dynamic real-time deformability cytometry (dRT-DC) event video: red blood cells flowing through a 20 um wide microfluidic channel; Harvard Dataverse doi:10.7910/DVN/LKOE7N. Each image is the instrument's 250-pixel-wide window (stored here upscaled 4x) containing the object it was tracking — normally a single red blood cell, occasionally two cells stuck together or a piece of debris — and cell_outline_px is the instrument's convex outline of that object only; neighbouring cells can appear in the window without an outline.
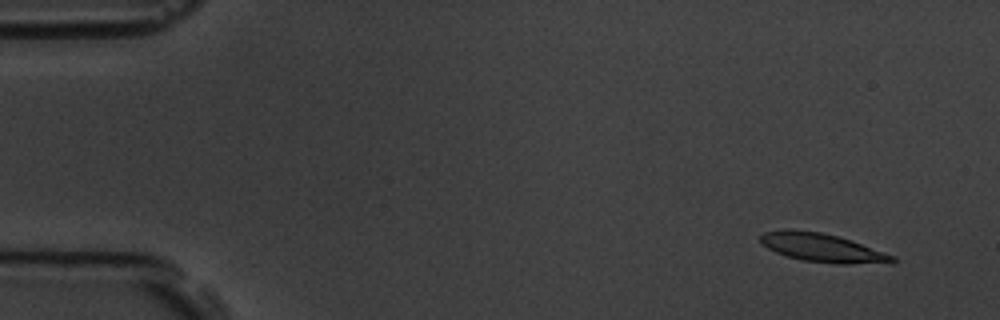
{"species": "common noctule bat (a hibernating species)", "species_latin": "Nyctalus noctula", "temperature_condition": "room temperature", "stored_images_in_passage": 7, "camera_frame_rate_fps": 3000, "um_per_image_px": 0.085, "animal": {"sex": "male", "body_mass_g": 19.5, "forearm_length_mm": 54.6}, "frame": {"image": 1, "passage_image": 1, "time_ms": 0.0, "image_size_px": [1000, 320], "cell_outline_px": [[896, 260], [892, 264], [836, 264], [804, 260], [784, 256], [768, 248], [760, 240], [760, 236], [764, 232], [784, 228], [788, 228], [820, 232], [840, 236], [896, 256]], "centroid_in_image_um": [69.94, 21.06], "position_along_channel_um": 15.1, "area_um2": 22.37}}
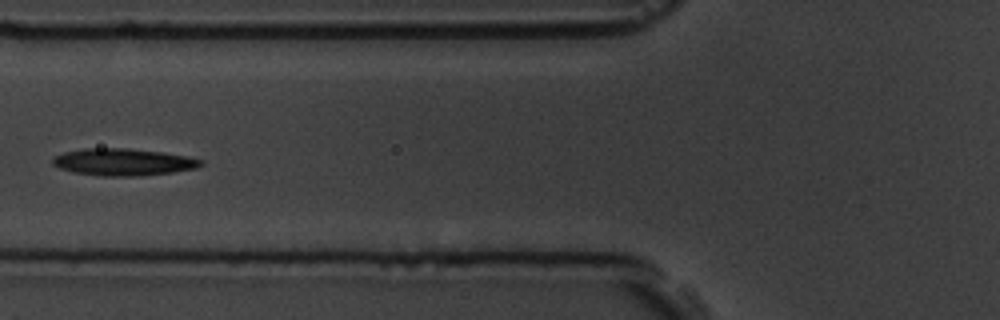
{"frame": {"image": 2, "passage_image": 6, "time_ms": 5.667, "image_size_px": [1000, 320], "cell_outline_px": [[204, 164], [196, 168], [172, 172], [140, 176], [100, 176], [72, 172], [60, 168], [52, 164], [52, 160], [56, 156], [64, 152], [84, 148], [124, 148], [160, 152], [184, 156], [204, 160]], "centroid_in_image_um": [10.46, 13.78], "position_along_channel_um": 115.3, "area_um2": 23.24}}
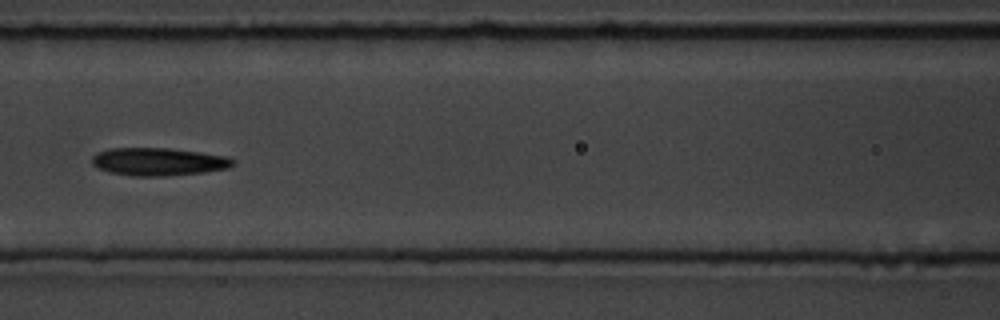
{"frame": {"image": 3, "passage_image": 7, "time_ms": 6.667, "image_size_px": [1000, 320], "cell_outline_px": [[236, 164], [228, 168], [204, 172], [164, 176], [132, 176], [108, 172], [92, 164], [92, 156], [96, 152], [108, 148], [168, 148], [200, 152], [224, 156], [236, 160]], "centroid_in_image_um": [13.46, 13.74], "position_along_channel_um": 153.1, "area_um2": 22.95}}